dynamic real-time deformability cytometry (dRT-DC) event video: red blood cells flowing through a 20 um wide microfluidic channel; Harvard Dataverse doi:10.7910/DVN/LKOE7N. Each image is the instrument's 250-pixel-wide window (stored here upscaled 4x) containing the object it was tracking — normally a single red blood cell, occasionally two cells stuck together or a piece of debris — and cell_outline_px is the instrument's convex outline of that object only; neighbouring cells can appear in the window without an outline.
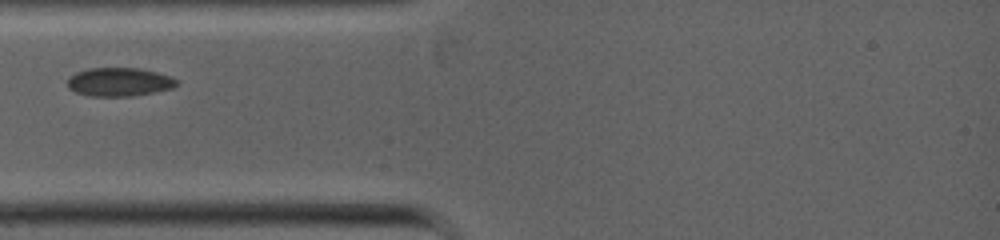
{"species": "common noctule bat (a hibernating species)", "species_latin": "Nyctalus noctula", "temperature_condition": "warm", "stored_images_in_passage": 1, "camera_frame_rate_fps": 5000, "um_per_image_px": 0.085, "animal": {"sex": "female", "body_mass_g": 19.0, "forearm_length_mm": 53.3}, "frame": {"image": 1, "passage_image": 1, "time_ms": 0.0, "image_size_px": [1000, 240], "cell_outline_px": [[180, 84], [172, 88], [132, 96], [88, 96], [76, 92], [68, 88], [68, 76], [76, 72], [88, 68], [140, 68], [172, 76]], "centroid_in_image_um": [10.12, 6.96], "position_along_channel_um": 74.9, "area_um2": 18.26}}